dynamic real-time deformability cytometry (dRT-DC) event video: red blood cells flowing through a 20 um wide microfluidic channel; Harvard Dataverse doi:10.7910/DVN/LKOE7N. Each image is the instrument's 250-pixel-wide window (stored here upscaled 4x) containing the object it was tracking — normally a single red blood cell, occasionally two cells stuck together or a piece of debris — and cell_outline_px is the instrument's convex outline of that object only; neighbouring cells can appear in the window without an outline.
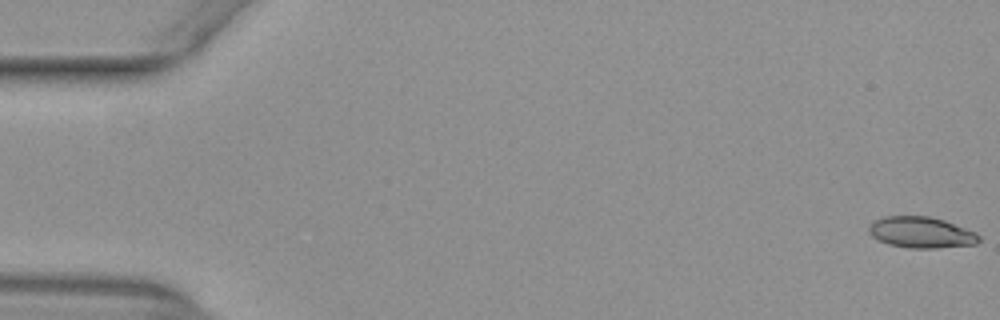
{"species": "common noctule bat (a hibernating species)", "species_latin": "Nyctalus noctula", "temperature_condition": "warm", "stored_images_in_passage": 53, "camera_frame_rate_fps": 3000, "um_per_image_px": 0.085, "animal": {"sex": "female", "body_mass_g": 29.2, "forearm_length_mm": 56.3}, "frame": {"image": 1, "passage_image": 1, "time_ms": 0.0, "image_size_px": [1000, 320], "cell_outline_px": [[980, 240], [976, 244], [936, 248], [908, 248], [888, 244], [872, 236], [868, 232], [868, 228], [872, 220], [884, 216], [928, 216], [944, 220], [976, 232], [980, 236]], "centroid_in_image_um": [78.28, 19.75], "position_along_channel_um": 6.7, "area_um2": 20.06}}
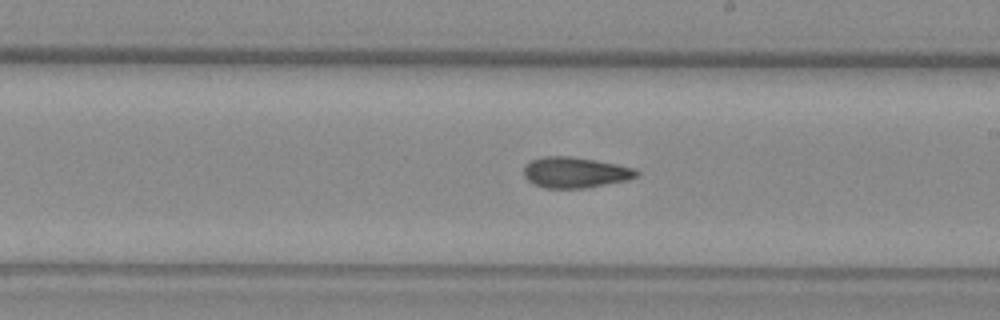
{"frame": {"image": 2, "passage_image": 31, "time_ms": 10.0, "image_size_px": [1000, 320], "cell_outline_px": [[640, 172], [636, 176], [628, 180], [588, 188], [544, 188], [532, 184], [524, 176], [524, 164], [532, 160], [544, 156], [572, 156], [596, 160], [636, 168]], "centroid_in_image_um": [48.89, 14.66], "position_along_channel_um": 240.1, "area_um2": 20.46}}
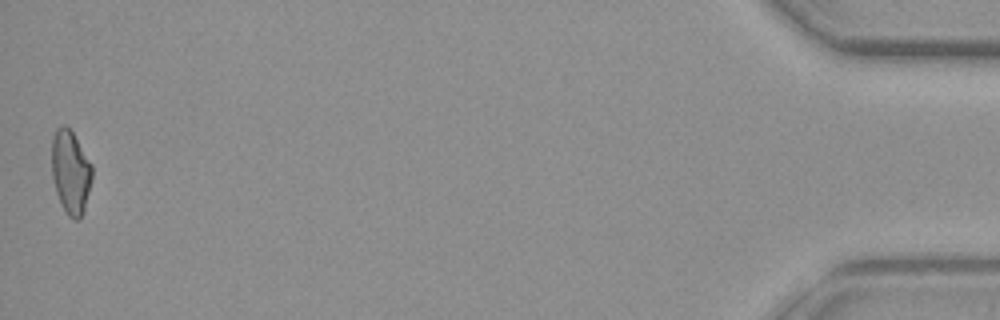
{"frame": {"image": 3, "passage_image": 53, "time_ms": 17.333, "image_size_px": [1000, 320], "cell_outline_px": [[92, 176], [84, 212], [80, 220], [72, 220], [68, 216], [60, 204], [56, 192], [52, 176], [52, 136], [56, 128], [60, 124], [64, 124], [72, 132], [92, 164]], "centroid_in_image_um": [5.99, 14.64], "position_along_channel_um": 429.2, "area_um2": 19.83}, "authors_computed_cell_mechanics": {"area_um2": 20.0566, "velocity_mm_per_s": 3.945, "shape_relaxation_time_tau1_ms": null, "shape_relaxation_time_tau2_ms": 4.8226, "deformation_change_tau1": null, "deformation_change_tau2": 0.1183}}